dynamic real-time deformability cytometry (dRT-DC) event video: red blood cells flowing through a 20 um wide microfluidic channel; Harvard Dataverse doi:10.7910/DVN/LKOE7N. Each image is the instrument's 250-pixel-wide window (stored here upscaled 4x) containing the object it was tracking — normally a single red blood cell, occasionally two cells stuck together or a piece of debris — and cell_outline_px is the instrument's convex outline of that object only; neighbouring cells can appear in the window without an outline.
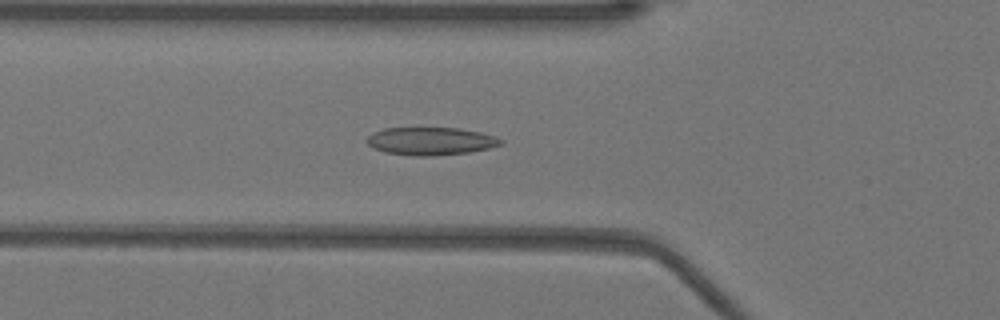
{"species": "Egyptian fruit bat (a non-hibernating species)", "species_latin": "Rousettus aegyptiacus", "temperature_condition": "warm", "stored_images_in_passage": 22, "camera_frame_rate_fps": 3000, "um_per_image_px": 0.085, "animal": {"sex": "female"}, "frame": {"image": 1, "passage_image": 11, "time_ms": 3.333, "image_size_px": [1000, 320], "cell_outline_px": [[504, 140], [500, 144], [488, 148], [468, 152], [432, 156], [412, 156], [384, 152], [372, 148], [368, 144], [368, 136], [372, 132], [384, 128], [460, 128], [480, 132], [496, 136]], "centroid_in_image_um": [36.59, 11.99], "position_along_channel_um": 89.2, "area_um2": 21.73}}
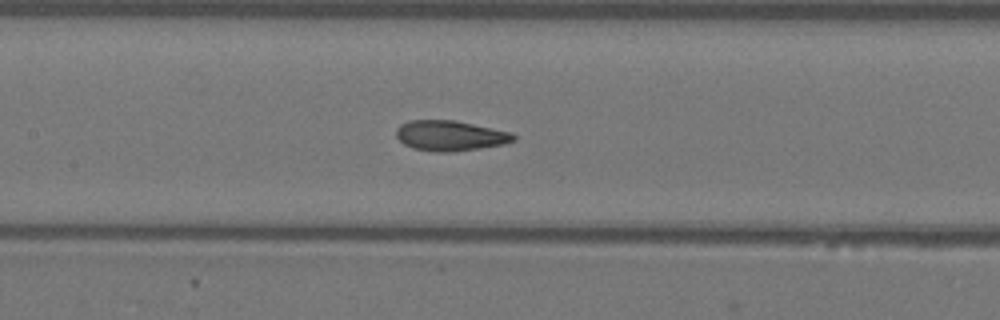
{"frame": {"image": 2, "passage_image": 17, "time_ms": 5.333, "image_size_px": [1000, 320], "cell_outline_px": [[516, 140], [504, 144], [452, 152], [436, 152], [412, 148], [404, 144], [396, 136], [396, 128], [400, 124], [408, 120], [456, 120], [512, 132], [516, 136]], "centroid_in_image_um": [38.26, 11.52], "position_along_channel_um": 169.1, "area_um2": 20.87}}
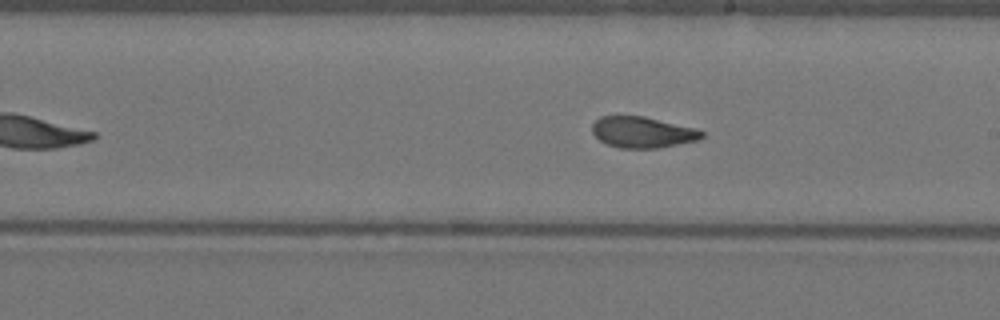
{"frame": {"image": 3, "passage_image": 22, "time_ms": 7.0, "image_size_px": [1000, 320], "cell_outline_px": [[704, 136], [696, 140], [656, 148], [620, 148], [608, 144], [600, 140], [592, 132], [592, 124], [600, 116], [644, 116], [696, 128], [704, 132]], "centroid_in_image_um": [54.6, 11.23], "position_along_channel_um": 234.4, "area_um2": 19.65}}